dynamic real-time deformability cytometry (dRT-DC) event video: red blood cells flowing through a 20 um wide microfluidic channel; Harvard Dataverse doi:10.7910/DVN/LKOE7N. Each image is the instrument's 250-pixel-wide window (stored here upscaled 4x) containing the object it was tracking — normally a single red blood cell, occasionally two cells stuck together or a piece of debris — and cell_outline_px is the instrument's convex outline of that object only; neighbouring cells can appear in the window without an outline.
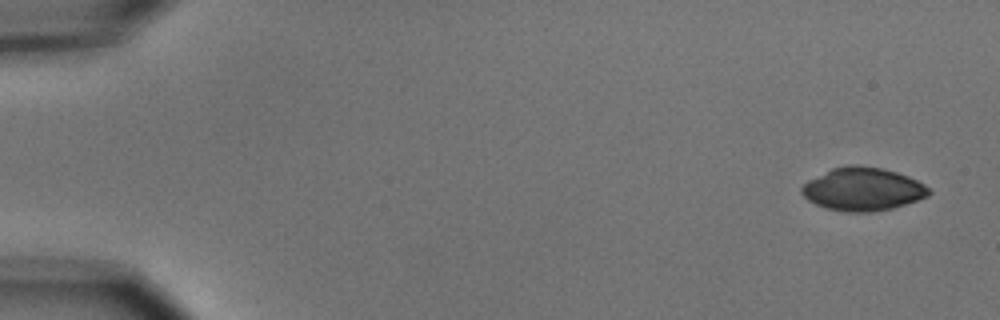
{"species": "common noctule bat (a hibernating species)", "species_latin": "Nyctalus noctula", "temperature_condition": "cold", "stored_images_in_passage": 6, "segment_of_instrument_passage": [2, 2], "camera_frame_rate_fps": 3000, "um_per_image_px": 0.085, "animal": {"sex": "male", "body_mass_g": 15.6}, "frame": {"image": 1, "passage_image": 6, "time_ms": 6.0, "image_size_px": [1000, 320], "cell_outline_px": [[932, 192], [928, 196], [892, 208], [872, 212], [844, 212], [828, 208], [816, 204], [808, 200], [800, 192], [800, 188], [808, 180], [832, 168], [848, 164], [856, 164], [880, 168], [896, 172], [908, 176], [924, 184]], "centroid_in_image_um": [73.32, 16.07], "position_along_channel_um": 11.7, "area_um2": 31.85}}